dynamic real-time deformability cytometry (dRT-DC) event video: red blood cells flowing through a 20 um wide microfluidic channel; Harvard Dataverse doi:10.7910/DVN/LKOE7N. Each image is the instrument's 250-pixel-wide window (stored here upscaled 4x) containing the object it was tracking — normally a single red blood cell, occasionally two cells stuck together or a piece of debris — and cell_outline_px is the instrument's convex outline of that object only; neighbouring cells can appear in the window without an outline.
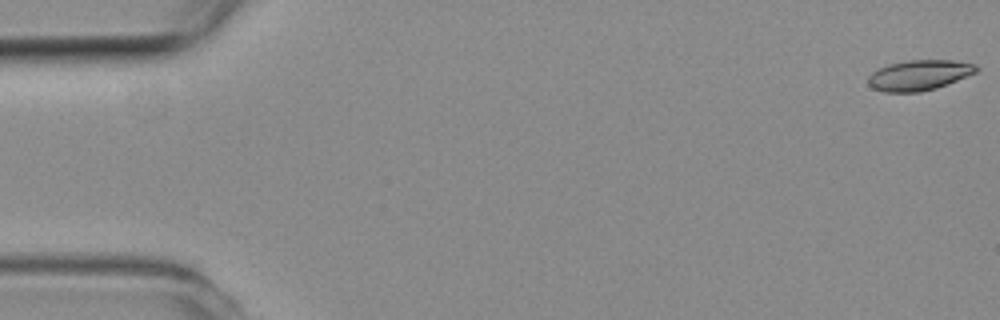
{"species": "common noctule bat (a hibernating species)", "species_latin": "Nyctalus noctula", "temperature_condition": "room temperature", "stored_images_in_passage": 17, "camera_frame_rate_fps": 3000, "um_per_image_px": 0.085, "animal": {"sex": "female", "body_mass_g": 19.3, "forearm_length_mm": 54.1}, "frame": {"image": 1, "passage_image": 1, "time_ms": 0.0, "image_size_px": [1000, 320], "cell_outline_px": [[980, 68], [976, 72], [936, 88], [920, 92], [884, 92], [872, 88], [868, 84], [868, 76], [872, 72], [888, 64], [908, 60], [952, 60], [976, 64]], "centroid_in_image_um": [78.11, 6.38], "position_along_channel_um": 6.9, "area_um2": 19.07}}
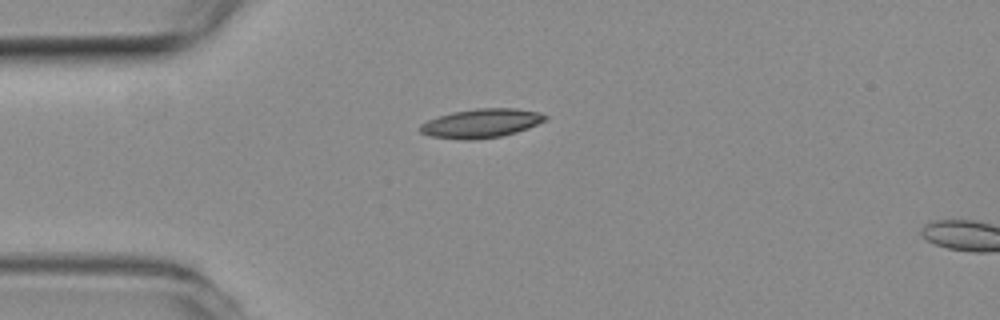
{"frame": {"image": 2, "passage_image": 14, "time_ms": 4.333, "image_size_px": [1000, 320], "cell_outline_px": [[548, 116], [544, 120], [528, 128], [516, 132], [500, 136], [472, 140], [460, 140], [432, 136], [420, 132], [420, 124], [428, 120], [452, 112], [476, 108], [516, 108], [540, 112]], "centroid_in_image_um": [40.9, 10.47], "position_along_channel_um": 44.1, "area_um2": 20.98}}